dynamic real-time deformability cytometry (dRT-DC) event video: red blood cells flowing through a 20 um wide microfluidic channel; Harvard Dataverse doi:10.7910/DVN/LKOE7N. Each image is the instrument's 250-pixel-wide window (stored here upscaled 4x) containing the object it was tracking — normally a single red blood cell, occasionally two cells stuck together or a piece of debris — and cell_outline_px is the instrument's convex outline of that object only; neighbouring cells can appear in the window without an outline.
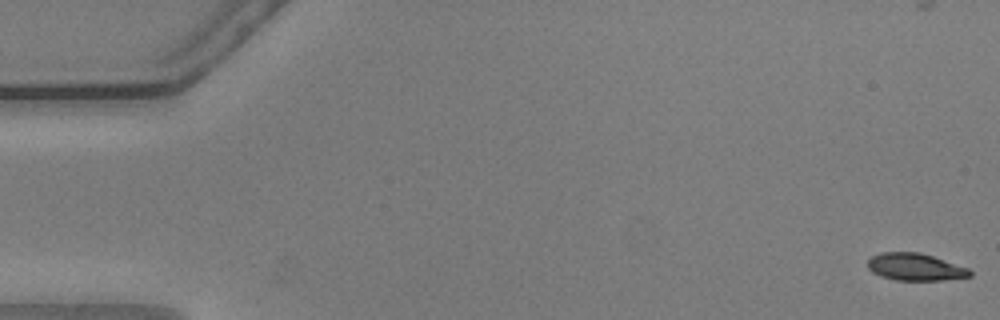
{"species": "common noctule bat (a hibernating species)", "species_latin": "Nyctalus noctula", "temperature_condition": "warm", "stored_images_in_passage": 57, "camera_frame_rate_fps": 3000, "um_per_image_px": 0.085, "animal": {"sex": "male", "body_mass_g": 20.5, "forearm_length_mm": 52.5}, "frame": {"image": 1, "passage_image": 1, "time_ms": 0.0, "image_size_px": [1000, 320], "cell_outline_px": [[972, 276], [944, 280], [896, 280], [880, 276], [872, 272], [868, 268], [868, 260], [872, 256], [880, 252], [920, 252], [968, 268], [972, 272]], "centroid_in_image_um": [77.78, 22.69], "position_along_channel_um": 7.2, "area_um2": 16.18}}
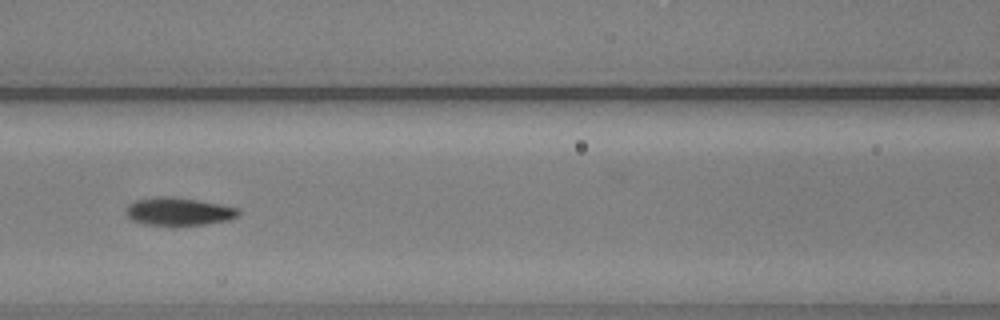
{"frame": {"image": 2, "passage_image": 25, "time_ms": 8.0, "image_size_px": [1000, 320], "cell_outline_px": [[240, 216], [228, 220], [204, 224], [172, 228], [144, 224], [132, 220], [124, 212], [128, 204], [136, 200], [160, 196], [164, 196], [196, 200], [224, 204], [240, 208]], "centroid_in_image_um": [15.2, 18.02], "position_along_channel_um": 151.4, "area_um2": 18.96}}
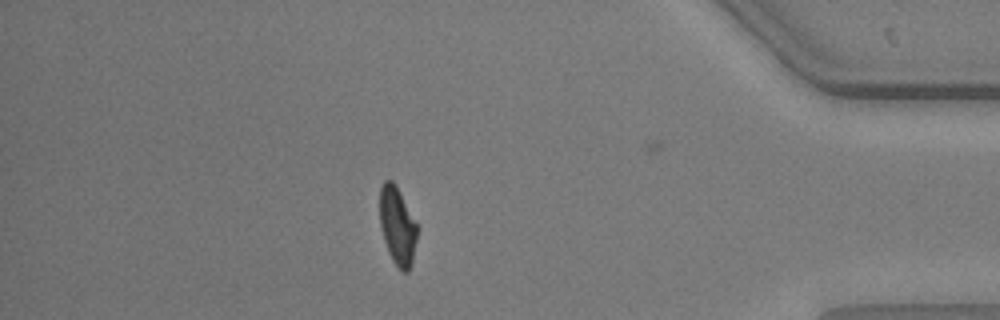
{"frame": {"image": 3, "passage_image": 49, "time_ms": 16.0, "image_size_px": [1000, 320], "cell_outline_px": [[420, 228], [412, 264], [408, 272], [400, 272], [392, 260], [388, 252], [380, 228], [380, 184], [384, 180], [392, 180], [396, 184]], "centroid_in_image_um": [33.81, 19.22], "position_along_channel_um": 401.4, "area_um2": 17.69}, "authors_computed_cell_mechanics": {"area_um2": 17.629, "velocity_mm_per_s": 3.6216, "shape_relaxation_time_tau1_ms": 3.8928, "shape_relaxation_time_tau2_ms": 2.3203, "deformation_change_tau1": 0.1754, "deformation_change_tau2": 0.0778}}